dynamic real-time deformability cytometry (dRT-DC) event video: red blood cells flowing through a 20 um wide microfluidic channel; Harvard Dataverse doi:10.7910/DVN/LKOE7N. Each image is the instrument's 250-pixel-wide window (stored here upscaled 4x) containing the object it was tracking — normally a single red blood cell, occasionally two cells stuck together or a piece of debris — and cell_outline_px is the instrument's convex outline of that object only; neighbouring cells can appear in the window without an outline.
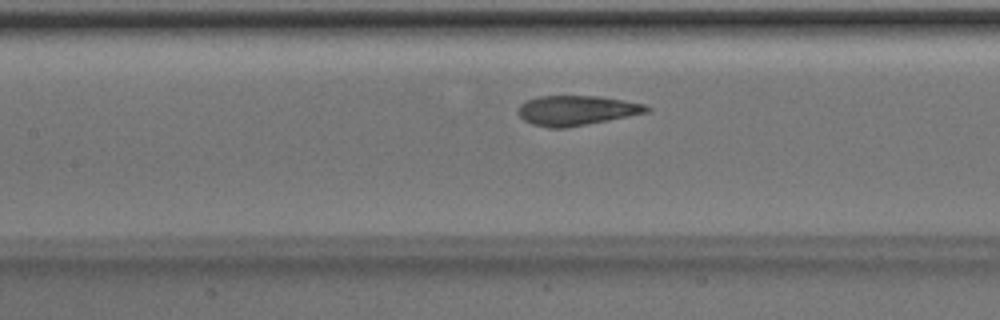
{"species": "Egyptian fruit bat (a non-hibernating species)", "species_latin": "Rousettus aegyptiacus", "temperature_condition": "room temperature", "stored_images_in_passage": 39, "camera_frame_rate_fps": 3000, "um_per_image_px": 0.085, "animal": {"sex": "male"}, "frame": {"image": 1, "passage_image": 11, "time_ms": 3.333, "image_size_px": [1000, 320], "cell_outline_px": [[652, 108], [648, 112], [568, 128], [548, 128], [532, 124], [524, 120], [516, 112], [516, 108], [520, 104], [528, 100], [540, 96], [596, 96], [624, 100], [644, 104]], "centroid_in_image_um": [48.97, 9.39], "position_along_channel_um": 158.4, "area_um2": 22.37}}
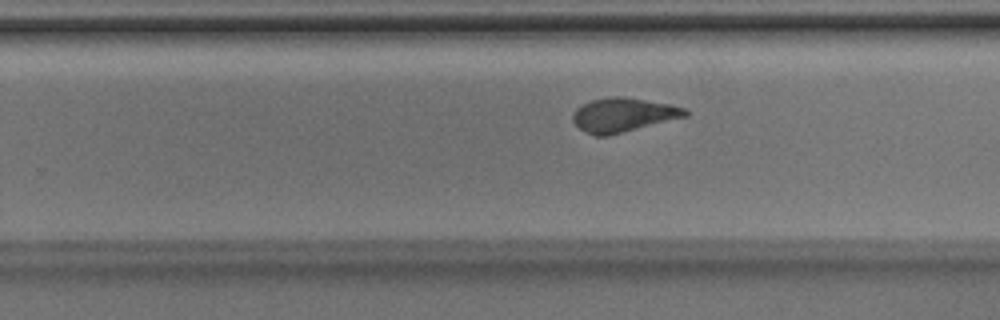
{"frame": {"image": 2, "passage_image": 20, "time_ms": 6.333, "image_size_px": [1000, 320], "cell_outline_px": [[688, 116], [608, 136], [596, 136], [580, 128], [572, 120], [572, 116], [576, 108], [592, 100], [608, 96], [620, 96], [668, 104], [684, 108], [688, 112]], "centroid_in_image_um": [52.96, 9.77], "position_along_channel_um": 276.8, "area_um2": 22.02}}
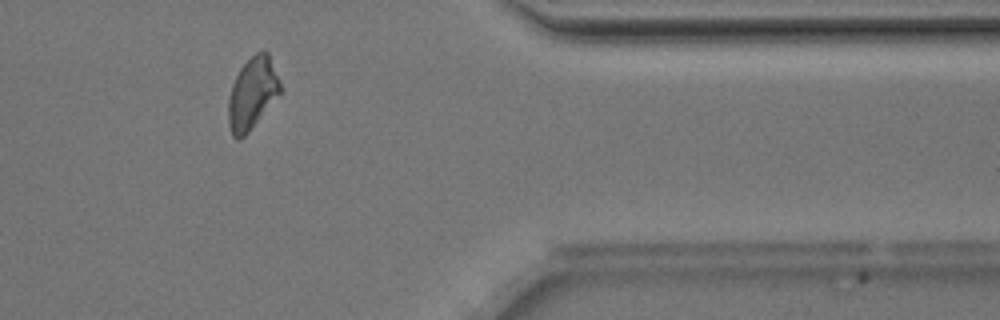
{"frame": {"image": 3, "passage_image": 30, "time_ms": 9.667, "image_size_px": [1000, 320], "cell_outline_px": [[284, 92], [248, 132], [244, 136], [236, 140], [232, 136], [228, 124], [228, 96], [232, 84], [240, 68], [256, 52], [264, 48], [268, 52], [280, 80]], "centroid_in_image_um": [21.48, 7.93], "position_along_channel_um": 389.9, "area_um2": 22.25}, "authors_computed_cell_mechanics": {"area_um2": 22.253, "velocity_mm_per_s": 3.9711, "shape_relaxation_time_tau1_ms": 5.5185, "shape_relaxation_time_tau2_ms": 1.423, "deformation_change_tau1": 0.2123, "deformation_change_tau2": 0.0454}}